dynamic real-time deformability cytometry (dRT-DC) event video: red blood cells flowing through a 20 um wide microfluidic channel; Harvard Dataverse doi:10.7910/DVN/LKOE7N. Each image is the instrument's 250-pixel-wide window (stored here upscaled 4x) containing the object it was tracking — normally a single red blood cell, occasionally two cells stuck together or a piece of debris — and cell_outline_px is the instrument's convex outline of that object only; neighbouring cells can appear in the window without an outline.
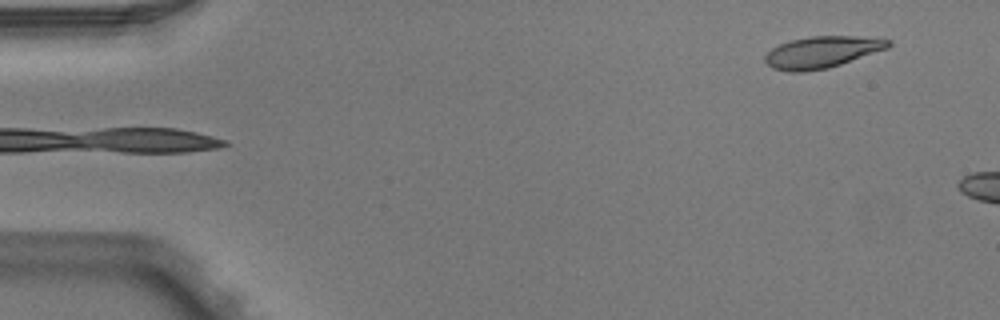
{"species": "Egyptian fruit bat (a non-hibernating species)", "species_latin": "Rousettus aegyptiacus", "temperature_condition": "warm", "stored_images_in_passage": 4, "camera_frame_rate_fps": 3000, "um_per_image_px": 0.085, "animal": {"sex": "male"}, "frame": {"image": 1, "passage_image": 4, "time_ms": 1.0, "image_size_px": [1000, 320], "cell_outline_px": [[892, 44], [888, 48], [828, 68], [800, 72], [788, 72], [772, 68], [764, 60], [764, 56], [772, 48], [780, 44], [792, 40], [812, 36], [884, 36], [892, 40]], "centroid_in_image_um": [69.94, 4.41], "position_along_channel_um": 15.1, "area_um2": 22.95}}